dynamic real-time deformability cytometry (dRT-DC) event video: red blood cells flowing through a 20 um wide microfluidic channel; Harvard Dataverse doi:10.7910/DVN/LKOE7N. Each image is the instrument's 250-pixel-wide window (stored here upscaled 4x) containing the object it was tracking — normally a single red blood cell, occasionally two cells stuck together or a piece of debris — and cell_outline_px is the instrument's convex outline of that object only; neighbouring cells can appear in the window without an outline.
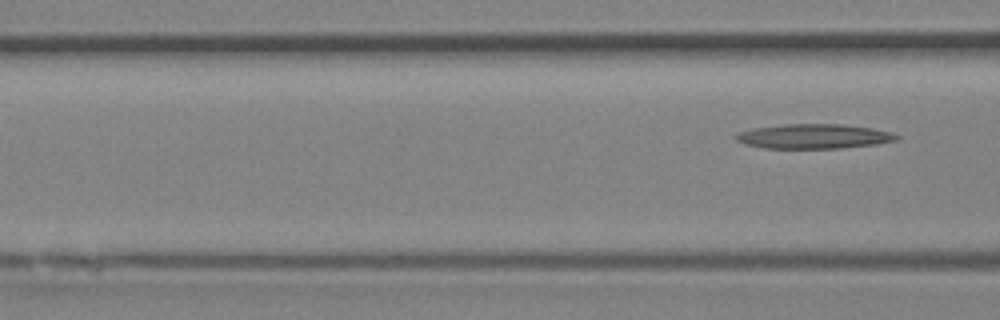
{"species": "Egyptian fruit bat (a non-hibernating species)", "species_latin": "Rousettus aegyptiacus", "temperature_condition": "room temperature", "stored_images_in_passage": 4, "camera_frame_rate_fps": 3000, "um_per_image_px": 0.085, "animal": {"sex": "female"}, "frame": {"image": 1, "passage_image": 4, "time_ms": 1.0, "image_size_px": [1000, 320], "cell_outline_px": [[900, 136], [896, 140], [876, 144], [840, 148], [764, 148], [744, 144], [736, 140], [732, 136], [740, 132], [752, 128], [784, 124], [840, 124], [872, 128], [892, 132]], "centroid_in_image_um": [69.14, 11.58], "position_along_channel_um": 97.5, "area_um2": 23.06}}